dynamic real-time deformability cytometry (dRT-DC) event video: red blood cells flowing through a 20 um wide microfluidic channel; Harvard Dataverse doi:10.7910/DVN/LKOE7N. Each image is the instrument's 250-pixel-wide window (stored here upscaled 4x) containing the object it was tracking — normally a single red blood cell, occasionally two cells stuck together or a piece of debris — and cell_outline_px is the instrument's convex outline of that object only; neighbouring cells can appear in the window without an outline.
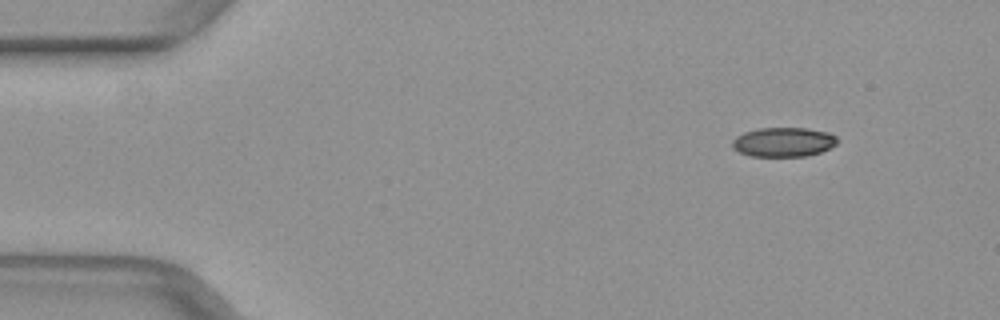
{"species": "common noctule bat (a hibernating species)", "species_latin": "Nyctalus noctula", "temperature_condition": "warm", "stored_images_in_passage": 46, "camera_frame_rate_fps": 3000, "um_per_image_px": 0.085, "animal": {"sex": "female", "body_mass_g": 29.2, "forearm_length_mm": 56.3}, "frame": {"image": 1, "passage_image": 1, "time_ms": 0.0, "image_size_px": [1000, 320], "cell_outline_px": [[836, 144], [820, 152], [804, 156], [748, 156], [732, 148], [732, 140], [736, 136], [744, 132], [756, 128], [808, 128], [828, 132], [836, 136]], "centroid_in_image_um": [66.55, 12.06], "position_along_channel_um": 18.4, "area_um2": 17.98}}
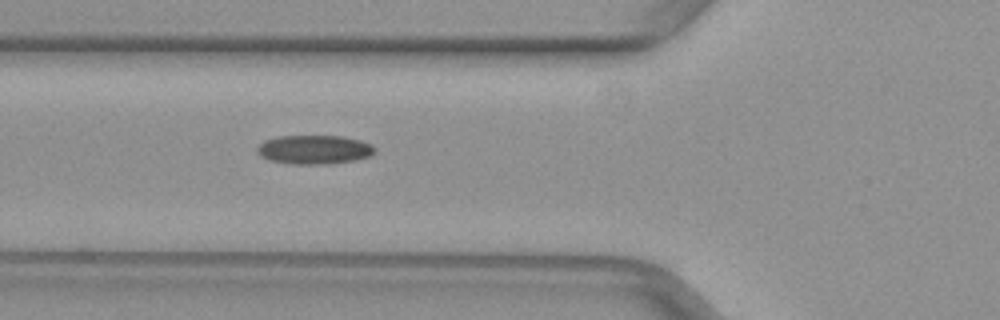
{"frame": {"image": 2, "passage_image": 14, "time_ms": 4.333, "image_size_px": [1000, 320], "cell_outline_px": [[376, 148], [368, 156], [356, 160], [332, 164], [292, 164], [272, 160], [260, 156], [256, 152], [256, 148], [264, 140], [276, 136], [344, 136], [360, 140], [372, 144]], "centroid_in_image_um": [26.7, 12.71], "position_along_channel_um": 99.1, "area_um2": 19.94}}
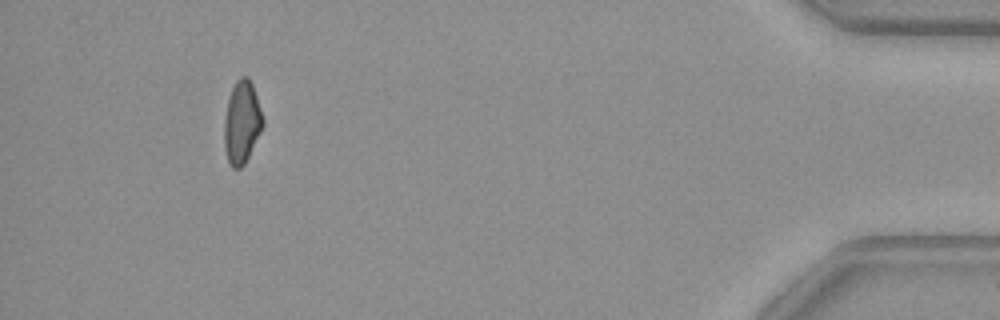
{"frame": {"image": 3, "passage_image": 42, "time_ms": 13.667, "image_size_px": [1000, 320], "cell_outline_px": [[264, 124], [244, 164], [240, 168], [232, 168], [228, 160], [224, 148], [224, 120], [228, 100], [232, 88], [236, 80], [240, 76], [248, 76], [252, 84], [264, 120]], "centroid_in_image_um": [20.54, 10.38], "position_along_channel_um": 414.7, "area_um2": 18.38}}